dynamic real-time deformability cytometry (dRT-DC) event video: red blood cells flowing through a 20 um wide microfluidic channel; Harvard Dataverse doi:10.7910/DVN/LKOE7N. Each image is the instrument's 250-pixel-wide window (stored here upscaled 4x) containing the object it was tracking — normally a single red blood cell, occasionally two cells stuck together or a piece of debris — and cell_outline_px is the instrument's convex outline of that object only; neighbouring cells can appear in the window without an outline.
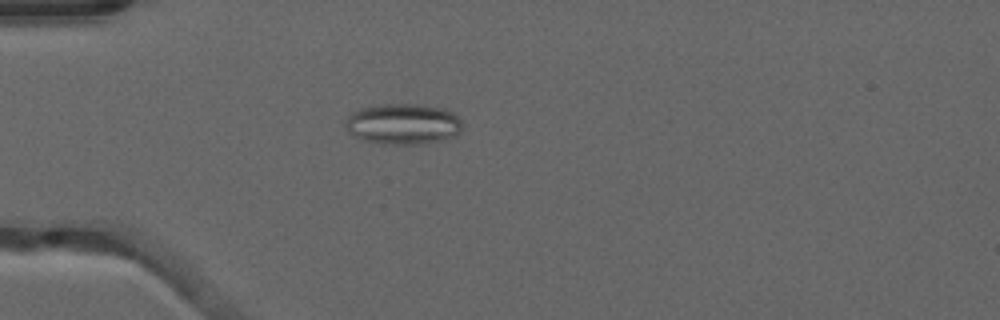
{"species": "common noctule bat (a hibernating species)", "species_latin": "Nyctalus noctula", "temperature_condition": "warm", "stored_images_in_passage": 52, "camera_frame_rate_fps": 3000, "um_per_image_px": 0.085, "animal": {"sex": "male", "forearm_length_mm": 52.5}, "frame": {"image": 1, "passage_image": 16, "time_ms": 5.0, "image_size_px": [1000, 320], "cell_outline_px": [[464, 128], [456, 136], [420, 144], [380, 144], [364, 140], [348, 132], [344, 124], [348, 116], [352, 112], [360, 108], [380, 104], [416, 104], [444, 108], [452, 112], [460, 120]], "centroid_in_image_um": [34.26, 10.53], "position_along_channel_um": 50.7, "area_um2": 27.92}}
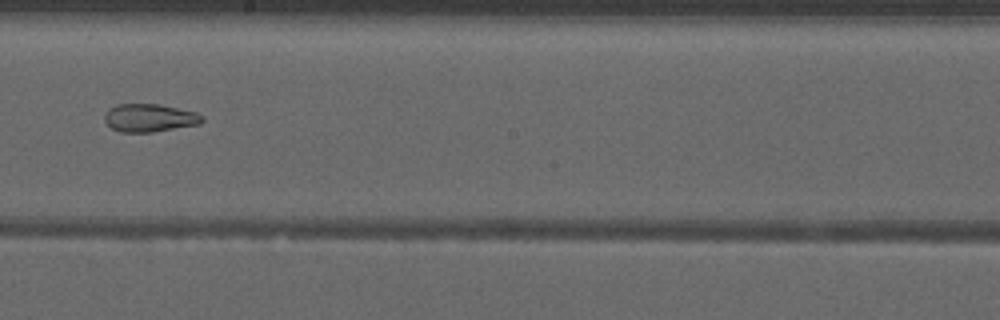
{"frame": {"image": 2, "passage_image": 31, "time_ms": 10.0, "image_size_px": [1000, 320], "cell_outline_px": [[204, 120], [200, 124], [152, 132], [120, 132], [112, 128], [104, 120], [104, 116], [108, 108], [116, 104], [160, 104], [196, 112], [204, 116]], "centroid_in_image_um": [12.71, 10.01], "position_along_channel_um": 235.5, "area_um2": 16.01}}
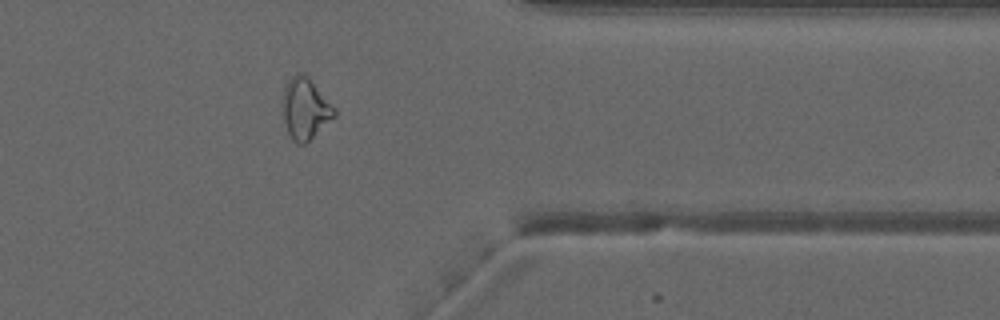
{"frame": {"image": 3, "passage_image": 43, "time_ms": 14.0, "image_size_px": [1000, 320], "cell_outline_px": [[336, 116], [304, 144], [296, 144], [292, 140], [288, 132], [284, 120], [284, 88], [288, 80], [296, 72], [304, 72], [308, 76], [336, 108]], "centroid_in_image_um": [25.97, 9.21], "position_along_channel_um": 385.4, "area_um2": 18.32}, "authors_computed_cell_mechanics": {"area_um2": 20.9525, "velocity_mm_per_s": 4.0134, "shape_relaxation_time_tau1_ms": null, "shape_relaxation_time_tau2_ms": 3.0489, "deformation_change_tau1": null, "deformation_change_tau2": 0.1149}}